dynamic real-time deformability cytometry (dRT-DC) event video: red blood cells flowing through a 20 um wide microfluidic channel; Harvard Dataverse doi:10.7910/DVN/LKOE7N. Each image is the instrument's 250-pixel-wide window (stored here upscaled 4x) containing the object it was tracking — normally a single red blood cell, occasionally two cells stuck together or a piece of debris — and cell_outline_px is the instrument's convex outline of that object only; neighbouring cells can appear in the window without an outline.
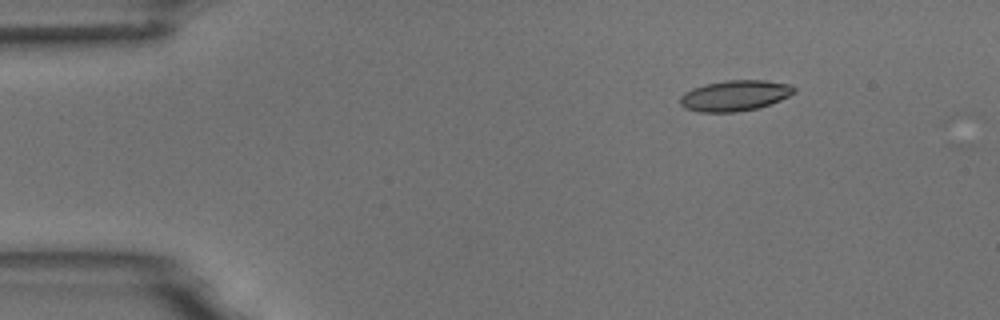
{"species": "common noctule bat (a hibernating species)", "species_latin": "Nyctalus noctula", "temperature_condition": "room temperature", "stored_images_in_passage": 5, "camera_frame_rate_fps": 3000, "um_per_image_px": 0.085, "animal": {"sex": "male", "body_mass_g": 18.8}, "frame": {"image": 1, "passage_image": 3, "time_ms": 2.333, "image_size_px": [1000, 320], "cell_outline_px": [[796, 92], [780, 100], [756, 108], [736, 112], [700, 112], [684, 108], [680, 104], [680, 96], [684, 92], [692, 88], [704, 84], [724, 80], [764, 80], [792, 84], [796, 88]], "centroid_in_image_um": [62.45, 8.11], "position_along_channel_um": 22.5, "area_um2": 20.52}}